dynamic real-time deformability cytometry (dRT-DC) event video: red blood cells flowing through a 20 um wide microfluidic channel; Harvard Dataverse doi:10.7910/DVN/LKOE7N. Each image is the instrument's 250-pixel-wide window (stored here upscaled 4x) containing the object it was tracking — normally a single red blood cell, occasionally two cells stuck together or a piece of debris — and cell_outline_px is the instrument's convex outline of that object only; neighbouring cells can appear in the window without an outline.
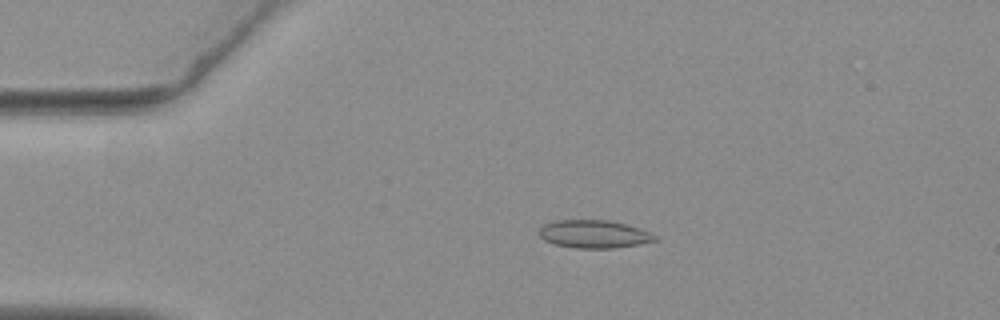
{"species": "common noctule bat (a hibernating species)", "species_latin": "Nyctalus noctula", "temperature_condition": "warm", "stored_images_in_passage": 56, "camera_frame_rate_fps": 3000, "um_per_image_px": 0.085, "animal": {"sex": "female", "body_mass_g": 19.3, "forearm_length_mm": 54.1}, "frame": {"image": 1, "passage_image": 12, "time_ms": 3.667, "image_size_px": [1000, 320], "cell_outline_px": [[656, 240], [640, 244], [616, 248], [576, 248], [556, 244], [544, 240], [540, 236], [540, 228], [544, 224], [556, 220], [608, 220], [624, 224], [648, 232], [656, 236]], "centroid_in_image_um": [50.46, 19.9], "position_along_channel_um": 34.5, "area_um2": 18.55}}
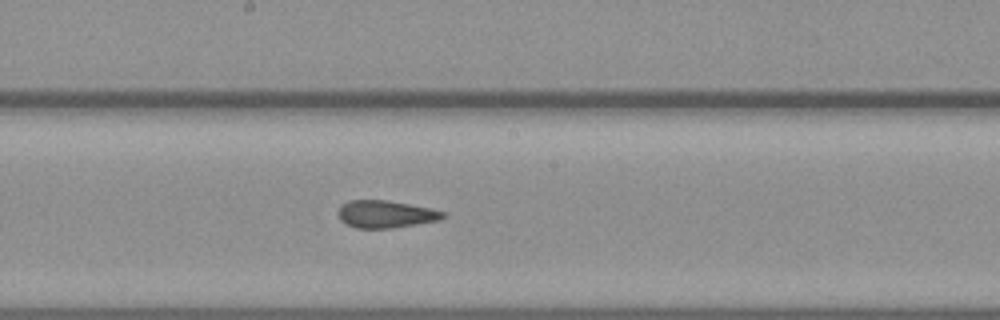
{"frame": {"image": 2, "passage_image": 30, "time_ms": 9.667, "image_size_px": [1000, 320], "cell_outline_px": [[448, 216], [440, 220], [392, 228], [356, 228], [344, 224], [340, 220], [336, 212], [348, 200], [388, 200], [432, 208], [448, 212]], "centroid_in_image_um": [32.82, 18.2], "position_along_channel_um": 215.4, "area_um2": 17.05}}
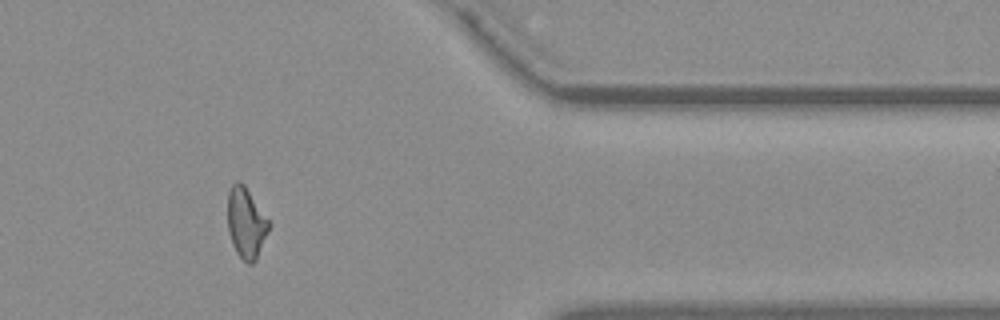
{"frame": {"image": 3, "passage_image": 46, "time_ms": 15.0, "image_size_px": [1000, 320], "cell_outline_px": [[272, 224], [256, 260], [252, 264], [248, 264], [236, 252], [232, 244], [228, 232], [228, 192], [232, 184], [236, 180], [240, 180], [244, 184]], "centroid_in_image_um": [20.93, 18.94], "position_along_channel_um": 390.5, "area_um2": 17.17}, "authors_computed_cell_mechanics": {"area_um2": 17.5423, "velocity_mm_per_s": 3.7068, "shape_relaxation_time_tau1_ms": null, "shape_relaxation_time_tau2_ms": 1.1579, "deformation_change_tau1": null, "deformation_change_tau2": 0.0919}}